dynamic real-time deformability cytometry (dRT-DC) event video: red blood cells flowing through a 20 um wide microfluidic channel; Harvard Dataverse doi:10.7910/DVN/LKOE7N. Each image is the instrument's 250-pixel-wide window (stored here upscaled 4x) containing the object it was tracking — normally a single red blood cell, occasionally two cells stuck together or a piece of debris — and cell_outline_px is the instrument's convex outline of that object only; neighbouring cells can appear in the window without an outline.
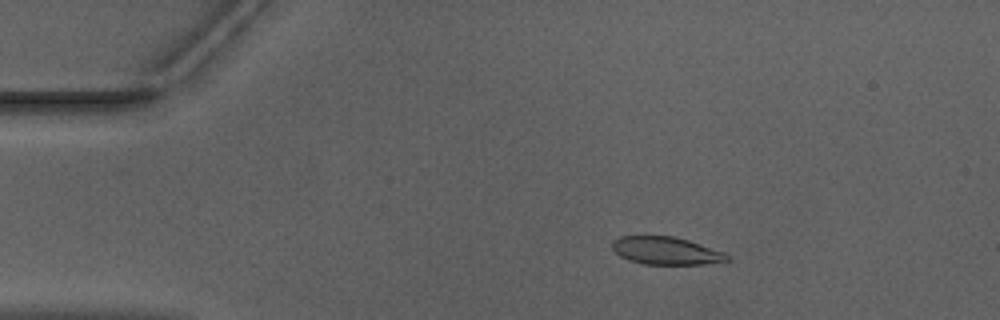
{"species": "Egyptian fruit bat (a non-hibernating species)", "species_latin": "Rousettus aegyptiacus", "temperature_condition": "warm", "stored_images_in_passage": 14, "camera_frame_rate_fps": 3000, "um_per_image_px": 0.085, "animal": {"sex": "male"}, "frame": {"image": 1, "passage_image": 8, "time_ms": 2.333, "image_size_px": [1000, 320], "cell_outline_px": [[732, 260], [704, 264], [644, 264], [628, 260], [620, 256], [612, 248], [612, 240], [620, 236], [672, 236], [688, 240], [724, 252], [732, 256]], "centroid_in_image_um": [56.63, 21.31], "position_along_channel_um": 28.4, "area_um2": 18.61}}